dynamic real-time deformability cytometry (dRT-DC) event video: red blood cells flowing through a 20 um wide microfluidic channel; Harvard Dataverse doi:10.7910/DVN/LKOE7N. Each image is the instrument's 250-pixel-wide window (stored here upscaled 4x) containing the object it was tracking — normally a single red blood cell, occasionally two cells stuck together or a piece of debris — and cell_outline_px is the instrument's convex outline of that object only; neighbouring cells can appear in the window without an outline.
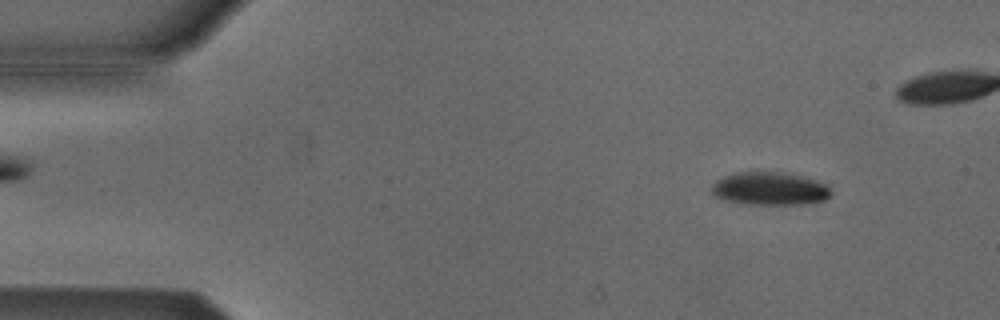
{"species": "Egyptian fruit bat (a non-hibernating species)", "species_latin": "Rousettus aegyptiacus", "temperature_condition": "cold", "stored_images_in_passage": 46, "camera_frame_rate_fps": 3000, "um_per_image_px": 0.085, "animal": {"sex": "male"}, "frame": {"image": 1, "passage_image": 5, "time_ms": 1.333, "image_size_px": [1000, 320], "cell_outline_px": [[832, 192], [824, 200], [800, 204], [744, 204], [720, 200], [712, 196], [712, 184], [716, 180], [724, 176], [736, 172], [780, 172], [800, 176], [824, 184]], "centroid_in_image_um": [65.32, 16.05], "position_along_channel_um": 19.7, "area_um2": 22.83}}
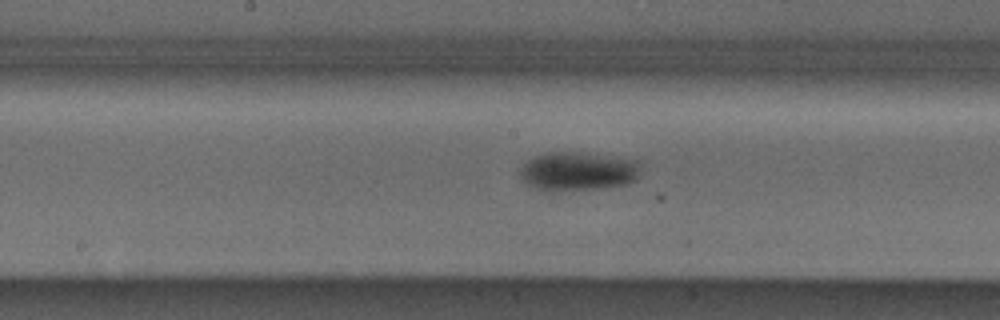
{"frame": {"image": 2, "passage_image": 26, "time_ms": 8.333, "image_size_px": [1000, 320], "cell_outline_px": [[644, 160], [640, 176], [636, 180], [628, 184], [600, 188], [552, 192], [536, 188], [520, 180], [520, 168], [528, 160], [544, 152], [572, 152]], "centroid_in_image_um": [49.19, 14.57], "position_along_channel_um": 199.0, "area_um2": 27.86}}
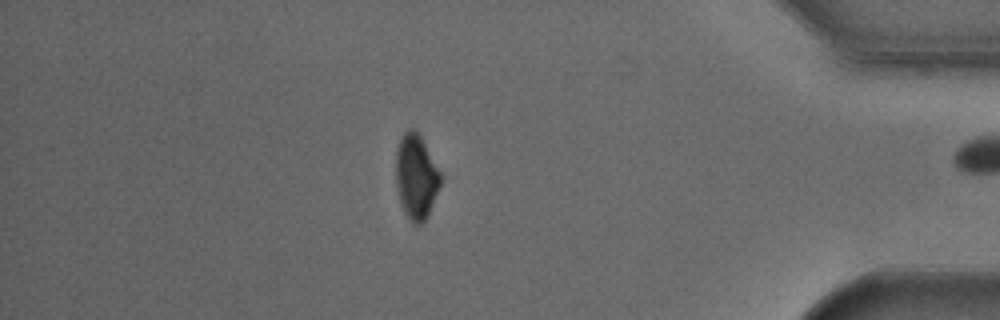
{"frame": {"image": 3, "passage_image": 45, "time_ms": 14.667, "image_size_px": [1000, 320], "cell_outline_px": [[440, 184], [428, 216], [420, 224], [412, 224], [400, 200], [396, 184], [396, 148], [404, 132], [408, 128], [416, 128], [440, 172]], "centroid_in_image_um": [35.36, 14.98], "position_along_channel_um": 399.8, "area_um2": 21.68}, "authors_computed_cell_mechanics": {"area_um2": 26.1545, "velocity_mm_per_s": 3.8095, "shape_relaxation_time_tau1_ms": 6.3323, "shape_relaxation_time_tau2_ms": null, "deformation_change_tau1": 0.112, "deformation_change_tau2": null}}